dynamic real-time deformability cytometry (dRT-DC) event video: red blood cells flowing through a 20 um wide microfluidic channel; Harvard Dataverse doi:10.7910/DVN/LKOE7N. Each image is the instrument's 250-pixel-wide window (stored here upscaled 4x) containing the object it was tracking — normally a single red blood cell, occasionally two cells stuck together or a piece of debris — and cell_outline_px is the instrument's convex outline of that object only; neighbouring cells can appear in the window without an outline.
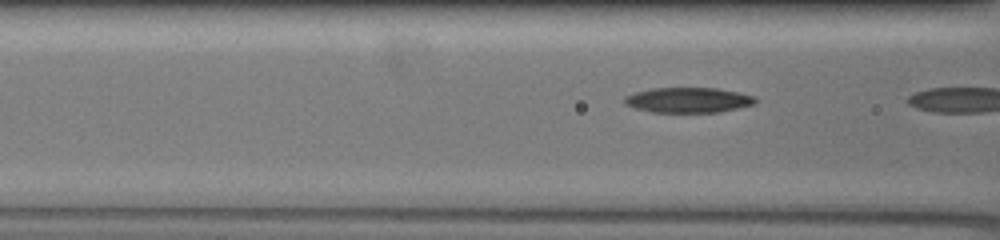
{"species": "common noctule bat (a hibernating species)", "species_latin": "Nyctalus noctula", "temperature_condition": "warm", "stored_images_in_passage": 26, "camera_frame_rate_fps": 3000, "um_per_image_px": 0.085, "animal": {"sex": "female", "body_mass_g": 19.5, "forearm_length_mm": 54.1}, "frame": {"image": 1, "passage_image": 25, "time_ms": 8.0, "image_size_px": [1000, 240], "cell_outline_px": [[756, 104], [716, 112], [652, 112], [636, 108], [624, 104], [624, 96], [636, 92], [652, 88], [716, 88], [740, 92], [756, 96]], "centroid_in_image_um": [58.51, 8.5], "position_along_channel_um": 108.1, "area_um2": 19.19}}